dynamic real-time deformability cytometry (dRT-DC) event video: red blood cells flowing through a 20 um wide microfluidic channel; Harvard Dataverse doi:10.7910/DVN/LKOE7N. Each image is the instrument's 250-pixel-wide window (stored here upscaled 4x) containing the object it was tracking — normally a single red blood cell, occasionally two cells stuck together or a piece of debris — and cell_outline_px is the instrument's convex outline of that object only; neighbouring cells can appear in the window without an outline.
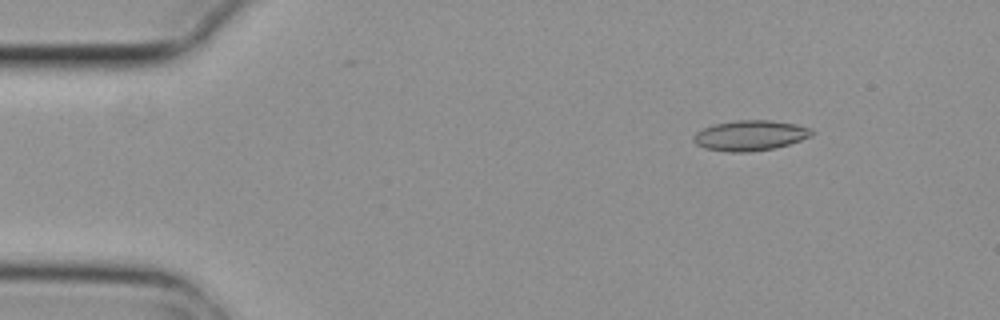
{"species": "common noctule bat (a hibernating species)", "species_latin": "Nyctalus noctula", "temperature_condition": "cold", "stored_images_in_passage": 6, "camera_frame_rate_fps": 3000, "um_per_image_px": 0.085, "animal": {"sex": "female", "body_mass_g": 29.2, "forearm_length_mm": 56.3}, "frame": {"image": 1, "passage_image": 3, "time_ms": 0.667, "image_size_px": [1000, 320], "cell_outline_px": [[816, 132], [812, 136], [788, 144], [772, 148], [748, 152], [728, 152], [704, 148], [696, 144], [692, 140], [692, 136], [696, 132], [704, 128], [716, 124], [736, 120], [772, 120], [796, 124], [812, 128]], "centroid_in_image_um": [63.78, 11.51], "position_along_channel_um": 21.2, "area_um2": 20.92}}
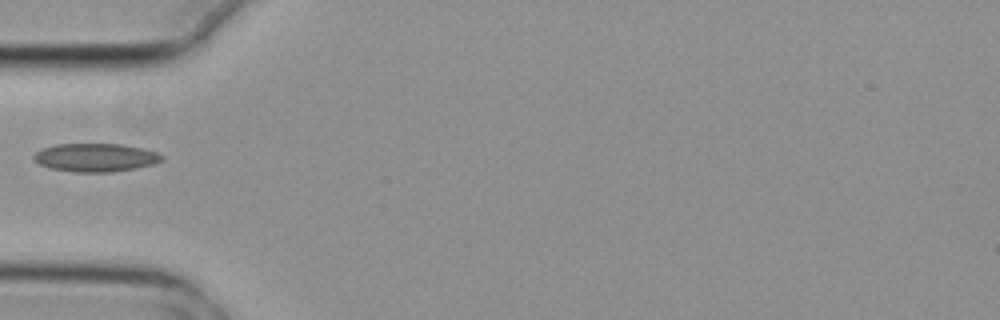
{"frame": {"image": 2, "passage_image": 6, "time_ms": 1.667, "image_size_px": [1000, 320], "cell_outline_px": [[164, 160], [152, 164], [136, 168], [108, 172], [72, 172], [52, 168], [40, 164], [32, 156], [40, 148], [56, 144], [120, 144], [144, 148], [156, 152], [164, 156]], "centroid_in_image_um": [8.13, 13.38], "position_along_channel_um": 76.9, "area_um2": 21.1}}